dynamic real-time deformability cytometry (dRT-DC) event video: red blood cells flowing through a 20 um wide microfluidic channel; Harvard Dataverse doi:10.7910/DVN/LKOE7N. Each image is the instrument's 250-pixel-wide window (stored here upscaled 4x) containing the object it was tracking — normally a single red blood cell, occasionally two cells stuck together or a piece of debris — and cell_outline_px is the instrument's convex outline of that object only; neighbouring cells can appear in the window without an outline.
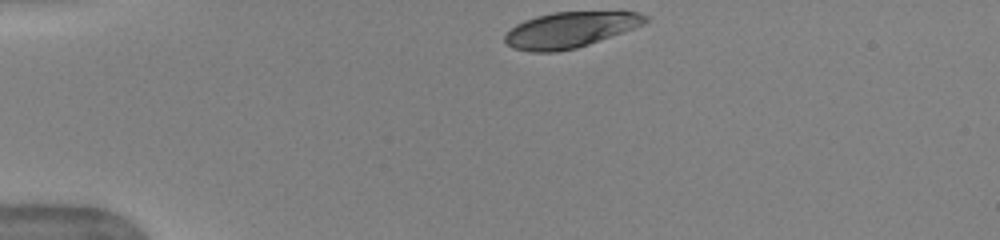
{"species": "human", "species_latin": "Homo sapiens", "temperature_condition": "warm", "stored_images_in_passage": 41, "camera_frame_rate_fps": 3000, "um_per_image_px": 0.085, "donor": {"sex": "female"}, "frame": {"image": 1, "passage_image": 1, "time_ms": 0.0, "image_size_px": [1000, 240], "cell_outline_px": [[648, 20], [644, 24], [588, 44], [576, 48], [556, 52], [532, 52], [512, 48], [504, 40], [504, 36], [516, 24], [524, 20], [536, 16], [552, 12], [640, 12], [648, 16]], "centroid_in_image_um": [48.42, 2.53], "position_along_channel_um": 36.6, "area_um2": 28.9}}
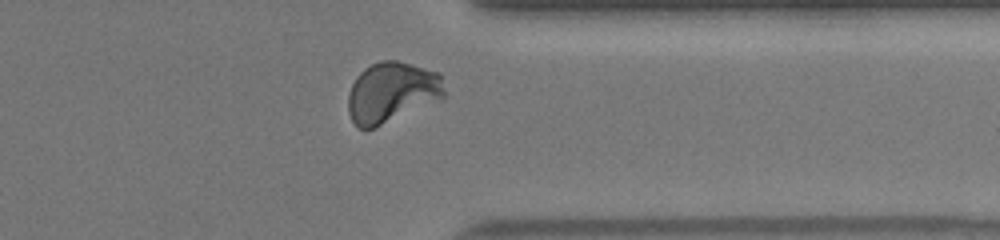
{"frame": {"image": 2, "passage_image": 31, "time_ms": 10.0, "image_size_px": [1000, 240], "cell_outline_px": [[444, 96], [376, 128], [360, 128], [352, 120], [348, 112], [348, 96], [352, 84], [356, 76], [364, 68], [380, 60], [396, 60], [412, 64], [440, 72], [444, 92]], "centroid_in_image_um": [33.27, 7.82], "position_along_channel_um": 378.1, "area_um2": 33.64}}
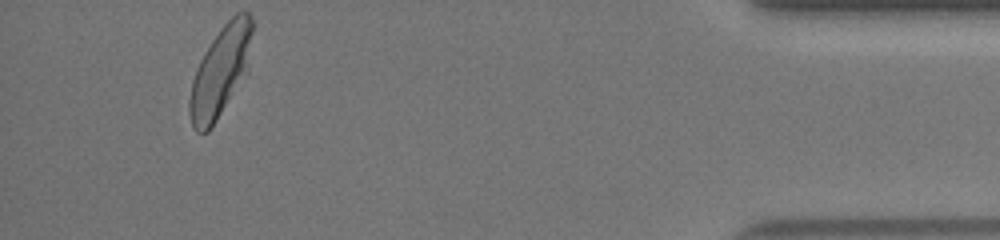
{"frame": {"image": 3, "passage_image": 38, "time_ms": 12.333, "image_size_px": [1000, 240], "cell_outline_px": [[252, 32], [248, 68], [216, 120], [208, 132], [196, 132], [192, 128], [188, 112], [188, 100], [192, 80], [196, 68], [204, 52], [220, 28], [236, 12], [248, 12], [252, 16]], "centroid_in_image_um": [18.7, 6.07], "position_along_channel_um": 416.5, "area_um2": 32.54}, "authors_computed_cell_mechanics": {"area_um2": 31.5588, "velocity_mm_per_s": 3.9515, "shape_relaxation_time_tau1_ms": 3.0279, "shape_relaxation_time_tau2_ms": null, "deformation_change_tau1": 0.1625, "deformation_change_tau2": null}}